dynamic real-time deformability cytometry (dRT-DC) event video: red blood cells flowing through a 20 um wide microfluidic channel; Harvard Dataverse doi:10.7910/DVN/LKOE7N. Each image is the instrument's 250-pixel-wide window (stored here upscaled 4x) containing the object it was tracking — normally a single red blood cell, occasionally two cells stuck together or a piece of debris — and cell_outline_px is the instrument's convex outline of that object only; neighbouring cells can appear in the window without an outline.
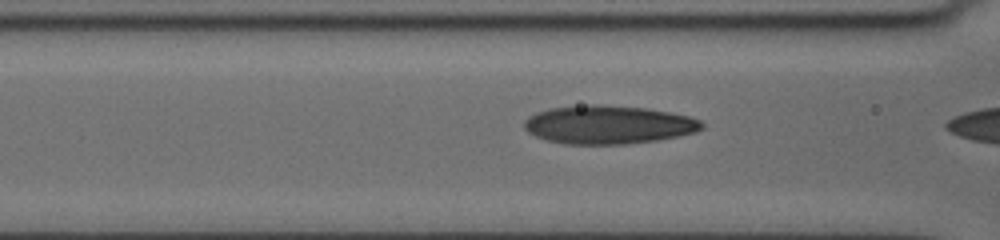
{"species": "human", "species_latin": "Homo sapiens", "temperature_condition": "cold", "stored_images_in_passage": 10, "camera_frame_rate_fps": 3000, "um_per_image_px": 0.085, "donor": {"sex": "female"}, "frame": {"image": 1, "passage_image": 7, "time_ms": 1.667, "image_size_px": [1000, 240], "cell_outline_px": [[704, 128], [696, 132], [680, 136], [656, 140], [624, 144], [564, 144], [548, 140], [536, 136], [528, 132], [524, 128], [524, 120], [528, 116], [536, 112], [552, 108], [592, 104], [600, 104], [644, 108], [668, 112], [688, 116], [700, 120], [704, 124]], "centroid_in_image_um": [51.71, 10.6], "position_along_channel_um": 114.9, "area_um2": 39.71}}